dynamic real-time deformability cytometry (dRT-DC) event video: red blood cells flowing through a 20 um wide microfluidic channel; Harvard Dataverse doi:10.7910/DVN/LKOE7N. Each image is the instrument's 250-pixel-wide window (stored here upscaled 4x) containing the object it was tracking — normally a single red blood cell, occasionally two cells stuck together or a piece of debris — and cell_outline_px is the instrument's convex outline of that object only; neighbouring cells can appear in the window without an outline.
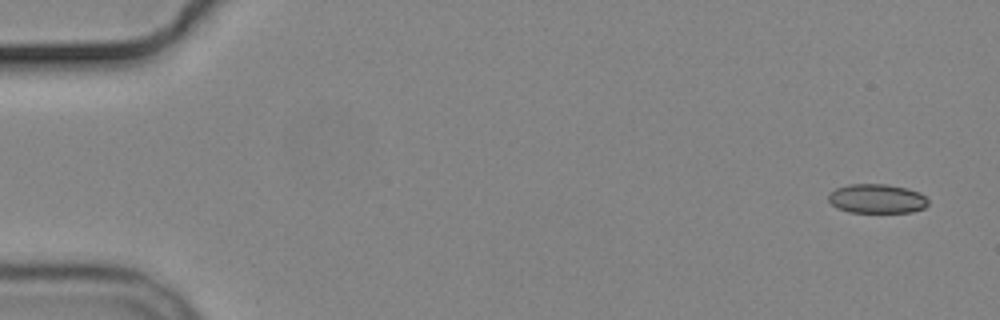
{"species": "common noctule bat (a hibernating species)", "species_latin": "Nyctalus noctula", "temperature_condition": "cold", "stored_images_in_passage": 6, "camera_frame_rate_fps": 3000, "um_per_image_px": 0.085, "animal": {"sex": "male", "body_mass_g": 19.2, "forearm_length_mm": 51.8}, "frame": {"image": 1, "passage_image": 1, "time_ms": 0.0, "image_size_px": [1000, 320], "cell_outline_px": [[928, 204], [924, 208], [912, 212], [848, 212], [836, 208], [828, 200], [828, 192], [836, 188], [848, 184], [888, 184], [908, 188], [920, 192], [928, 200]], "centroid_in_image_um": [74.52, 16.88], "position_along_channel_um": 10.5, "area_um2": 17.22}}
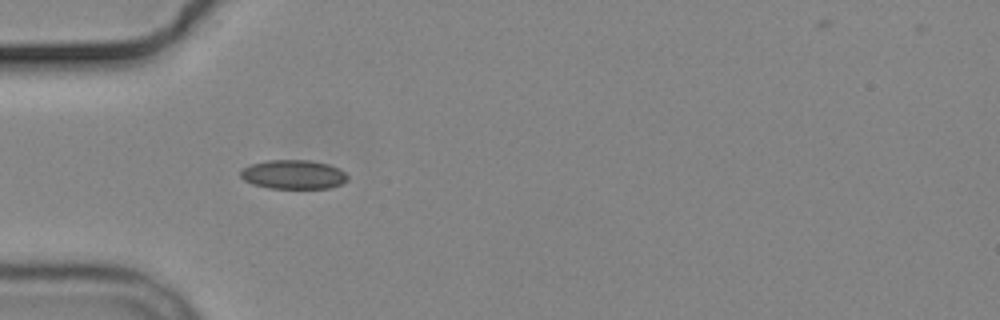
{"frame": {"image": 2, "passage_image": 5, "time_ms": 5.0, "image_size_px": [1000, 320], "cell_outline_px": [[348, 180], [340, 184], [328, 188], [268, 188], [252, 184], [244, 180], [240, 176], [240, 172], [244, 168], [252, 164], [268, 160], [308, 160], [328, 164], [340, 168], [348, 176]], "centroid_in_image_um": [24.95, 14.83], "position_along_channel_um": 60.1, "area_um2": 18.09}}
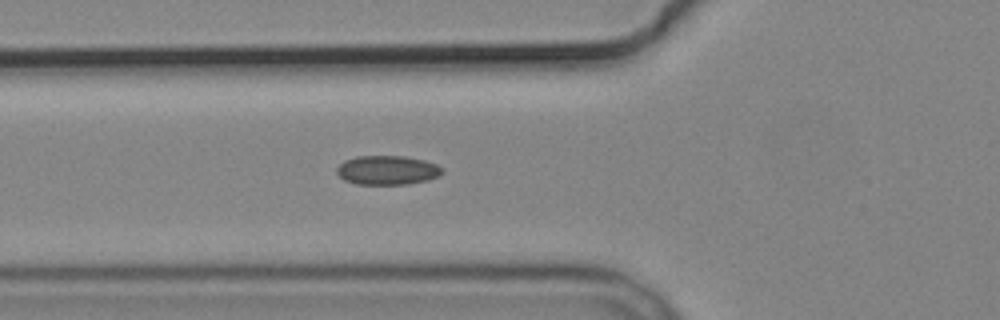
{"frame": {"image": 3, "passage_image": 6, "time_ms": 6.0, "image_size_px": [1000, 320], "cell_outline_px": [[444, 172], [440, 176], [428, 180], [404, 184], [356, 184], [344, 180], [336, 172], [336, 168], [344, 160], [356, 156], [404, 156], [424, 160], [436, 164]], "centroid_in_image_um": [32.91, 14.46], "position_along_channel_um": 92.9, "area_um2": 17.92}}